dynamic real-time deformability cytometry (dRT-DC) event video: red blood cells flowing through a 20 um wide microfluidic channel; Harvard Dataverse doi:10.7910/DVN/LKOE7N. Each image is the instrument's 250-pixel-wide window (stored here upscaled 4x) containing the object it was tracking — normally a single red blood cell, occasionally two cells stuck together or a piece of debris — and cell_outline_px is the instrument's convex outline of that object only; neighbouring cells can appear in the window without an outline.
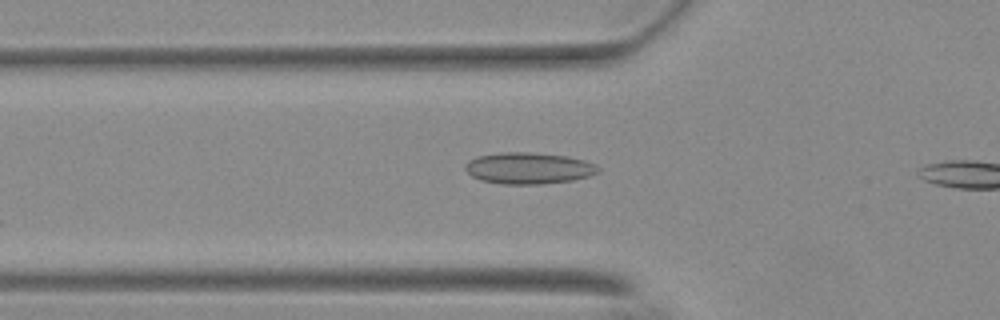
{"species": "Egyptian fruit bat (a non-hibernating species)", "species_latin": "Rousettus aegyptiacus", "temperature_condition": "warm", "stored_images_in_passage": 23, "camera_frame_rate_fps": 3000, "um_per_image_px": 0.085, "animal": {"sex": "female"}, "frame": {"image": 1, "passage_image": 10, "time_ms": 3.0, "image_size_px": [1000, 320], "cell_outline_px": [[600, 172], [588, 176], [572, 180], [540, 184], [504, 184], [480, 180], [472, 176], [464, 168], [468, 160], [476, 156], [500, 152], [528, 152], [568, 156], [584, 160], [596, 164], [600, 168]], "centroid_in_image_um": [44.93, 14.29], "position_along_channel_um": 80.9, "area_um2": 24.45}}
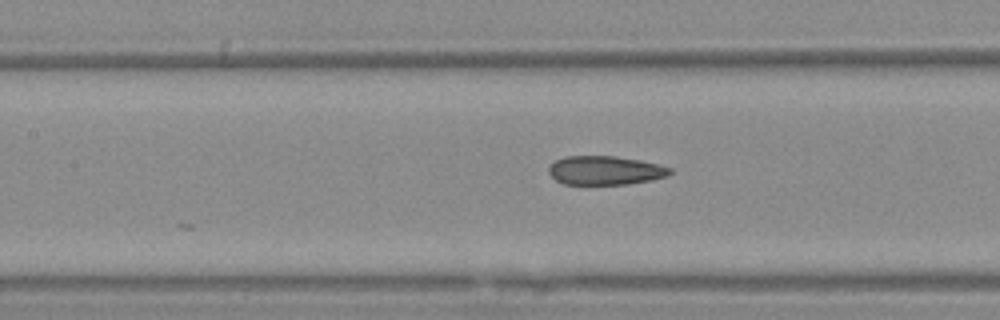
{"frame": {"image": 2, "passage_image": 16, "time_ms": 5.0, "image_size_px": [1000, 320], "cell_outline_px": [[672, 172], [668, 176], [652, 180], [628, 184], [564, 184], [556, 180], [548, 172], [548, 168], [556, 160], [564, 156], [616, 156], [640, 160], [672, 168]], "centroid_in_image_um": [51.45, 14.48], "position_along_channel_um": 155.9, "area_um2": 20.4}}
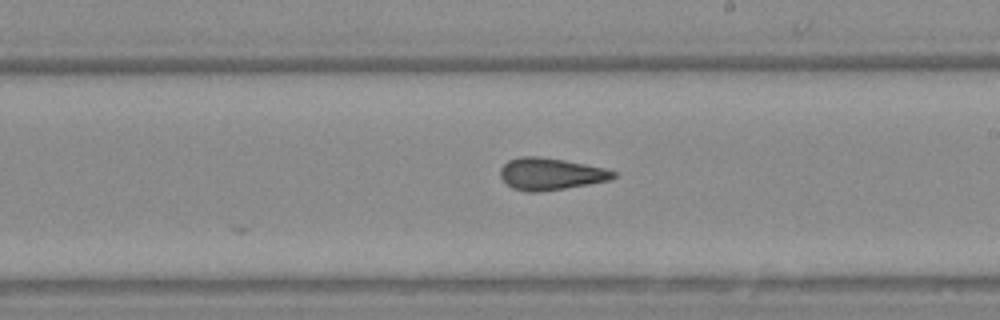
{"frame": {"image": 3, "passage_image": 23, "time_ms": 7.333, "image_size_px": [1000, 320], "cell_outline_px": [[616, 176], [608, 180], [588, 184], [540, 192], [528, 192], [512, 188], [500, 176], [500, 168], [508, 160], [520, 156], [536, 156], [564, 160], [604, 168], [616, 172]], "centroid_in_image_um": [46.77, 14.78], "position_along_channel_um": 242.2, "area_um2": 20.87}}